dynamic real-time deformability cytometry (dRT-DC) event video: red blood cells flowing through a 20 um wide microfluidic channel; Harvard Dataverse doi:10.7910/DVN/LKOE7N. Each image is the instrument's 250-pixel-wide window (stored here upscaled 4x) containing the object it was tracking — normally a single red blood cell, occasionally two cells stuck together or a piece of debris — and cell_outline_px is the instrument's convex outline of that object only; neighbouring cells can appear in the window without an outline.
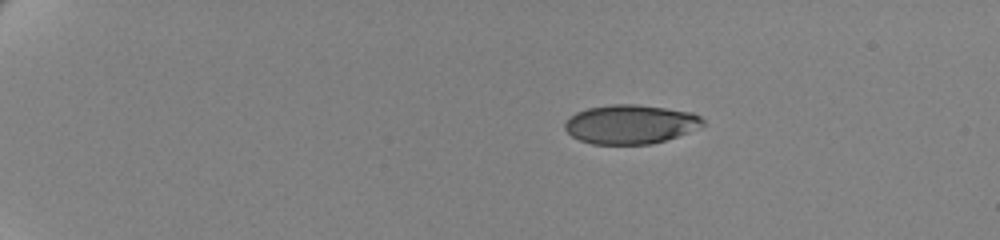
{"species": "human", "species_latin": "Homo sapiens", "temperature_condition": "cold", "stored_images_in_passage": 49, "camera_frame_rate_fps": 3000, "um_per_image_px": 0.085, "donor": {"sex": "female"}, "frame": {"image": 1, "passage_image": 1, "time_ms": 0.0, "image_size_px": [1000, 240], "cell_outline_px": [[704, 124], [688, 132], [652, 144], [592, 144], [580, 140], [572, 136], [564, 128], [564, 124], [576, 112], [588, 108], [612, 104], [636, 104], [692, 112], [700, 116], [704, 120]], "centroid_in_image_um": [53.58, 10.56], "position_along_channel_um": 31.4, "area_um2": 31.15}}
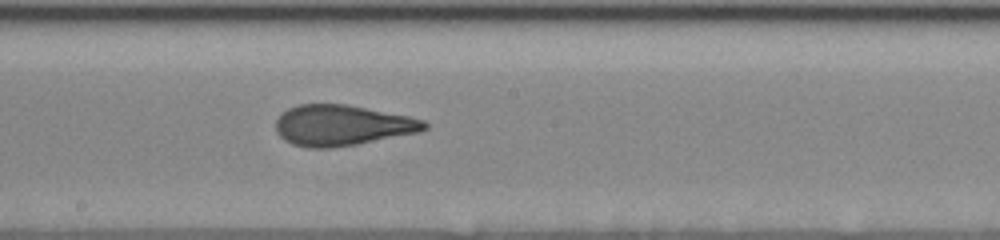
{"frame": {"image": 2, "passage_image": 26, "time_ms": 8.333, "image_size_px": [1000, 240], "cell_outline_px": [[428, 128], [420, 132], [356, 144], [328, 148], [308, 148], [292, 144], [284, 140], [276, 132], [276, 120], [288, 108], [300, 104], [348, 104], [408, 116], [424, 120], [428, 124]], "centroid_in_image_um": [29.08, 10.65], "position_along_channel_um": 219.1, "area_um2": 35.2}}
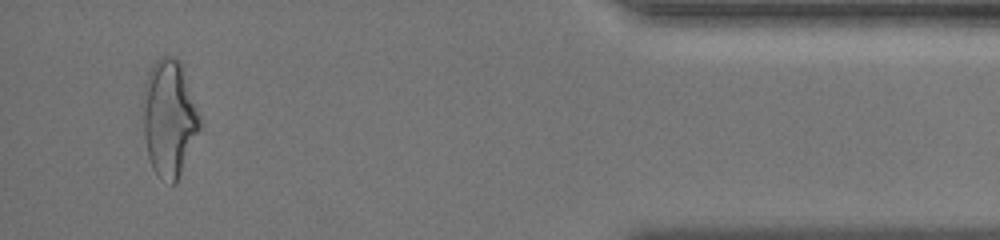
{"frame": {"image": 3, "passage_image": 47, "time_ms": 15.333, "image_size_px": [1000, 240], "cell_outline_px": [[200, 128], [176, 184], [172, 184], [160, 180], [152, 168], [148, 156], [144, 136], [140, 104], [144, 84], [148, 72], [152, 64], [156, 60], [164, 56], [168, 56], [180, 60], [200, 120]], "centroid_in_image_um": [14.31, 10.06], "position_along_channel_um": 420.9, "area_um2": 38.84}, "authors_computed_cell_mechanics": {"area_um2": 35.1424, "velocity_mm_per_s": 3.4996, "shape_relaxation_time_tau1_ms": 5.2187, "shape_relaxation_time_tau2_ms": 1.1132, "deformation_change_tau1": 0.1798, "deformation_change_tau2": 0.0867}}